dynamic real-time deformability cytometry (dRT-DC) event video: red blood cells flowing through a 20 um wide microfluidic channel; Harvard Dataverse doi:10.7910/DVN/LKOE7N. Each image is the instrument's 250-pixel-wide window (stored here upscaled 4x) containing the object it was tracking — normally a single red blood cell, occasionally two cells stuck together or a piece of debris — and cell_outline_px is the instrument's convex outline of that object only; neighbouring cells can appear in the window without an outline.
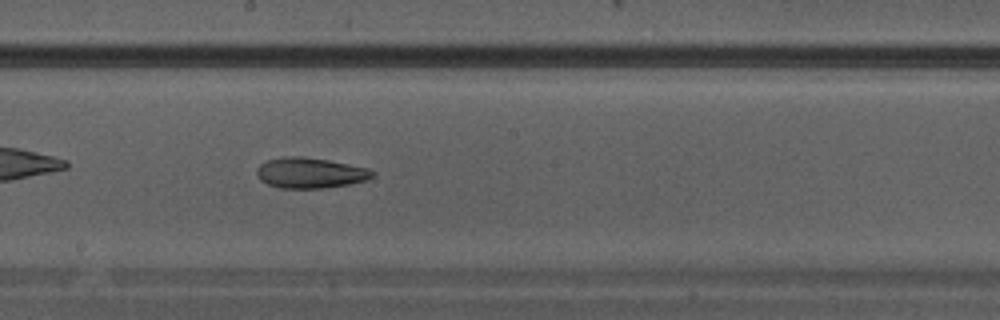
{"species": "Egyptian fruit bat (a non-hibernating species)", "species_latin": "Rousettus aegyptiacus", "temperature_condition": "warm", "stored_images_in_passage": 15, "camera_frame_rate_fps": 3000, "um_per_image_px": 0.085, "animal": {"sex": "male"}, "frame": {"image": 1, "passage_image": 15, "time_ms": 4.667, "image_size_px": [1000, 320], "cell_outline_px": [[376, 172], [368, 180], [348, 184], [320, 188], [280, 188], [268, 184], [260, 180], [256, 176], [256, 168], [260, 164], [268, 160], [284, 156], [304, 156], [328, 160], [368, 168]], "centroid_in_image_um": [26.34, 14.69], "position_along_channel_um": 221.9, "area_um2": 20.63}}